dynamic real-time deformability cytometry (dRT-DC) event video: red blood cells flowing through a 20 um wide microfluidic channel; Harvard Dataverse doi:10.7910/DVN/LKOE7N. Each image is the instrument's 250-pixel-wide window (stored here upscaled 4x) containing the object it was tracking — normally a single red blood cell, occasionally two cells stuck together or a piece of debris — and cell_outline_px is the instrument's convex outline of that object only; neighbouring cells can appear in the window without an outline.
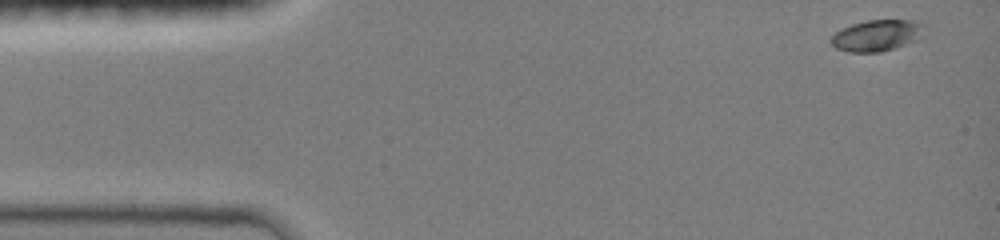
{"species": "common noctule bat (a hibernating species)", "species_latin": "Nyctalus noctula", "temperature_condition": "room temperature", "stored_images_in_passage": 43, "camera_frame_rate_fps": 3000, "um_per_image_px": 0.085, "animal": {"sex": "female", "body_mass_g": 19.0, "forearm_length_mm": 51.5}, "frame": {"image": 1, "passage_image": 1, "time_ms": 0.0, "image_size_px": [1000, 240], "cell_outline_px": [[924, 24], [912, 40], [904, 44], [880, 52], [848, 52], [836, 48], [832, 44], [832, 36], [840, 28], [852, 24], [868, 20], [920, 20]], "centroid_in_image_um": [74.43, 3.0], "position_along_channel_um": 10.6, "area_um2": 16.42}}
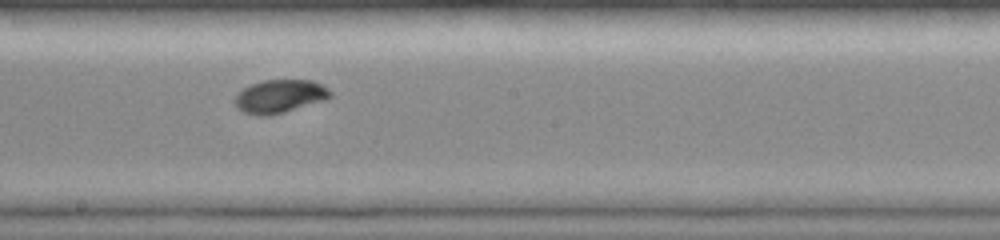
{"frame": {"image": 2, "passage_image": 25, "time_ms": 8.0, "image_size_px": [1000, 240], "cell_outline_px": [[332, 96], [324, 100], [284, 112], [268, 116], [260, 116], [244, 112], [236, 104], [236, 92], [252, 84], [264, 80], [312, 80], [328, 88], [332, 92]], "centroid_in_image_um": [23.8, 8.18], "position_along_channel_um": 224.4, "area_um2": 18.26}}
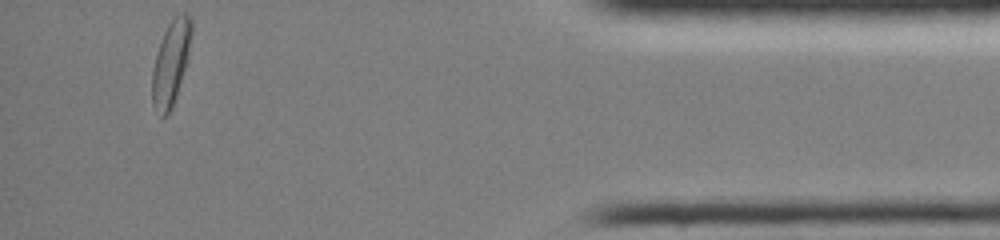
{"frame": {"image": 3, "passage_image": 43, "time_ms": 14.0, "image_size_px": [1000, 240], "cell_outline_px": [[192, 32], [188, 56], [172, 108], [164, 116], [160, 116], [152, 104], [152, 68], [156, 52], [164, 32], [168, 24], [180, 12], [188, 12], [192, 20]], "centroid_in_image_um": [14.52, 5.3], "position_along_channel_um": 420.7, "area_um2": 19.25}, "authors_computed_cell_mechanics": {"area_um2": 17.629, "velocity_mm_per_s": 4.0168, "shape_relaxation_time_tau1_ms": 2.6826, "shape_relaxation_time_tau2_ms": null, "deformation_change_tau1": 0.1167, "deformation_change_tau2": null}}